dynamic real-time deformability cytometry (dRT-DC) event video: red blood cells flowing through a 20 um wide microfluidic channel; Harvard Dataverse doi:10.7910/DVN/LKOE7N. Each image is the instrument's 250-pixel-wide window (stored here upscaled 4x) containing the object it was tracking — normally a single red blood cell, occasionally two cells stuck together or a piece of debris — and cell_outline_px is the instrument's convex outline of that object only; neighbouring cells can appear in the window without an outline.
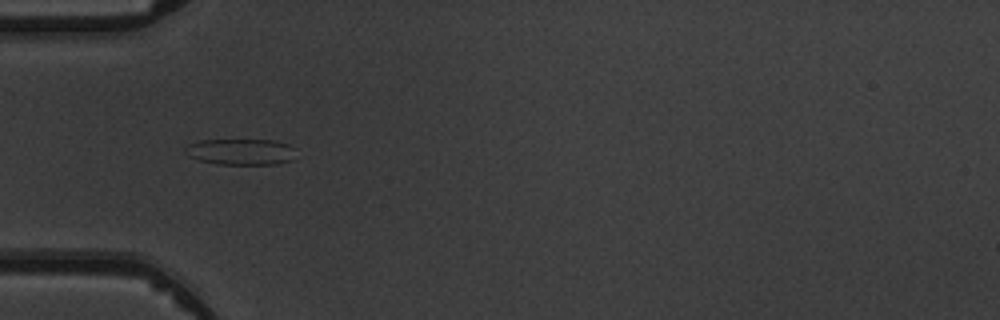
{"species": "common noctule bat (a hibernating species)", "species_latin": "Nyctalus noctula", "temperature_condition": "warm", "stored_images_in_passage": 3, "camera_frame_rate_fps": 3000, "um_per_image_px": 0.085, "animal": {"sex": "male", "body_mass_g": 19.5, "forearm_length_mm": 54.6}, "frame": {"image": 1, "passage_image": 1, "time_ms": 0.0, "image_size_px": [1000, 320], "cell_outline_px": [[296, 148], [292, 160], [276, 164], [216, 164], [200, 160], [188, 156], [184, 152], [184, 148], [188, 144], [200, 140], [272, 140], [288, 144]], "centroid_in_image_um": [20.46, 12.9], "position_along_channel_um": 64.5, "area_um2": 16.94}}
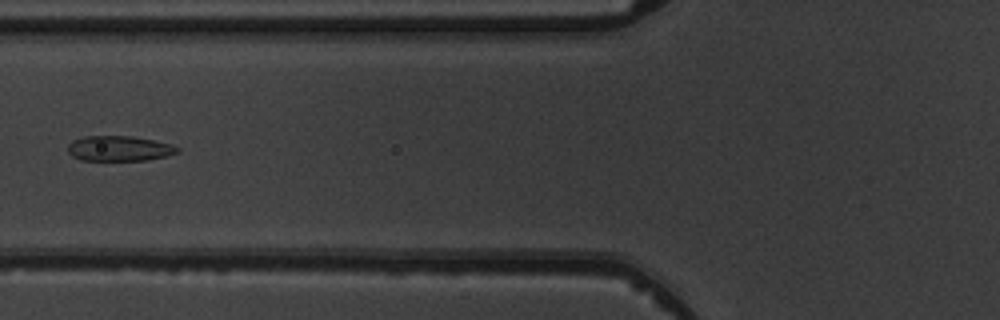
{"frame": {"image": 2, "passage_image": 2, "time_ms": 1.333, "image_size_px": [1000, 320], "cell_outline_px": [[180, 152], [168, 156], [148, 160], [80, 160], [72, 156], [68, 152], [68, 144], [72, 140], [84, 136], [132, 136], [172, 144], [180, 148]], "centroid_in_image_um": [10.15, 12.62], "position_along_channel_um": 115.7, "area_um2": 16.24}}
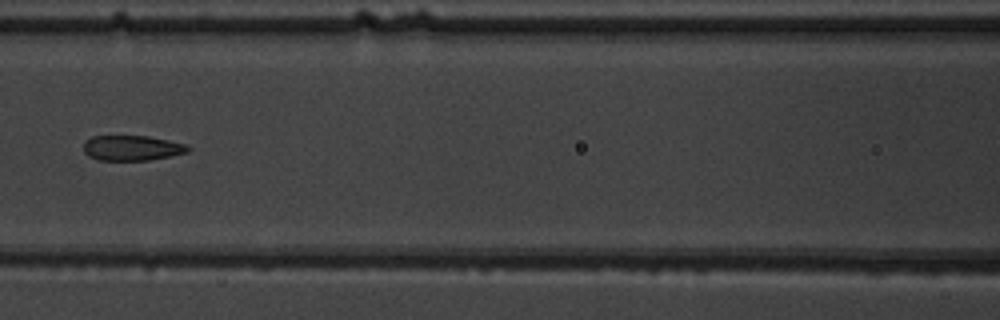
{"frame": {"image": 3, "passage_image": 3, "time_ms": 2.333, "image_size_px": [1000, 320], "cell_outline_px": [[192, 148], [188, 152], [148, 160], [100, 160], [88, 156], [84, 152], [84, 140], [92, 136], [148, 136], [168, 140], [184, 144]], "centroid_in_image_um": [11.19, 12.57], "position_along_channel_um": 155.4, "area_um2": 15.26}}